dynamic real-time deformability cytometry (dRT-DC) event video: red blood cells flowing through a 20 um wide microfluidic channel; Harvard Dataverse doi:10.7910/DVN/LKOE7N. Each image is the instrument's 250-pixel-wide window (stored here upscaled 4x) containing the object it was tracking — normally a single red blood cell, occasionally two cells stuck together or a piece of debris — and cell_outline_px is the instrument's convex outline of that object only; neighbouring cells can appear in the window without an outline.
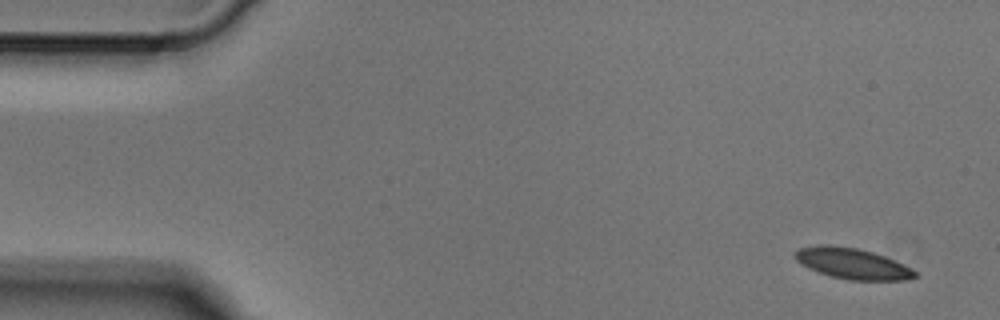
{"species": "Egyptian fruit bat (a non-hibernating species)", "species_latin": "Rousettus aegyptiacus", "temperature_condition": "cold", "stored_images_in_passage": 5, "camera_frame_rate_fps": 3000, "um_per_image_px": 0.085, "animal": {"sex": "male"}, "frame": {"image": 1, "passage_image": 1, "time_ms": 0.0, "image_size_px": [1000, 320], "cell_outline_px": [[920, 276], [908, 280], [848, 280], [832, 276], [808, 268], [800, 264], [796, 260], [796, 252], [800, 248], [820, 244], [828, 244], [856, 248], [872, 252], [884, 256], [916, 272]], "centroid_in_image_um": [72.44, 22.4], "position_along_channel_um": 12.6, "area_um2": 21.21}}
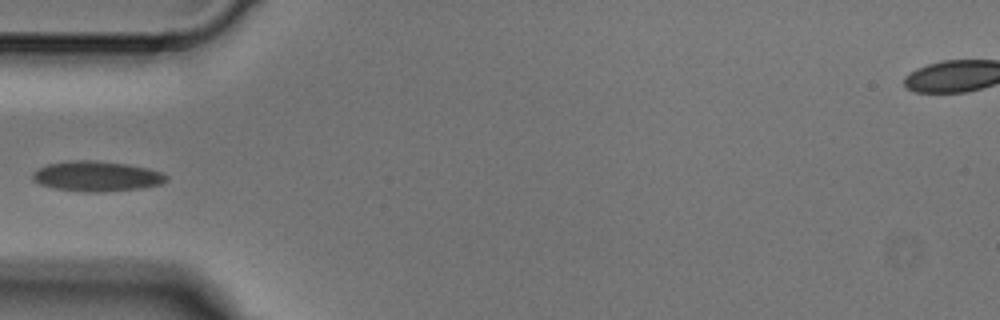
{"frame": {"image": 2, "passage_image": 4, "time_ms": 1.0, "image_size_px": [1000, 320], "cell_outline_px": [[168, 180], [160, 184], [140, 188], [100, 192], [84, 192], [56, 188], [40, 184], [32, 180], [32, 172], [48, 164], [76, 160], [96, 160], [128, 164], [148, 168], [160, 172], [168, 176]], "centroid_in_image_um": [8.22, 14.98], "position_along_channel_um": 76.8, "area_um2": 23.41}}
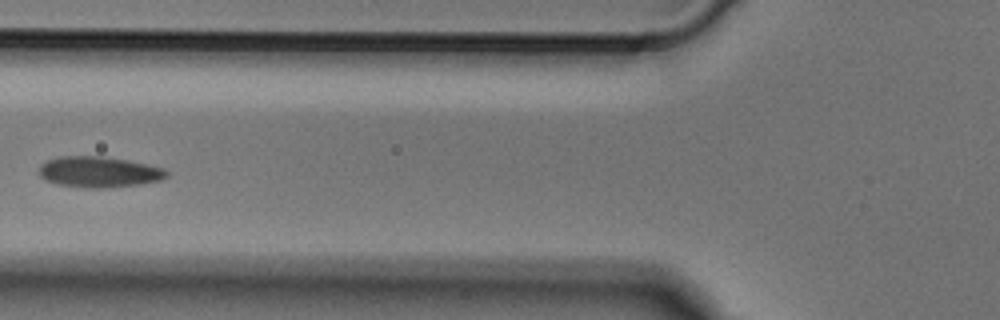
{"frame": {"image": 3, "passage_image": 5, "time_ms": 1.333, "image_size_px": [1000, 320], "cell_outline_px": [[168, 176], [160, 180], [140, 184], [104, 188], [84, 188], [56, 184], [40, 176], [40, 164], [48, 160], [60, 156], [100, 156], [128, 160], [164, 168], [168, 172]], "centroid_in_image_um": [8.42, 14.62], "position_along_channel_um": 117.4, "area_um2": 22.89}}